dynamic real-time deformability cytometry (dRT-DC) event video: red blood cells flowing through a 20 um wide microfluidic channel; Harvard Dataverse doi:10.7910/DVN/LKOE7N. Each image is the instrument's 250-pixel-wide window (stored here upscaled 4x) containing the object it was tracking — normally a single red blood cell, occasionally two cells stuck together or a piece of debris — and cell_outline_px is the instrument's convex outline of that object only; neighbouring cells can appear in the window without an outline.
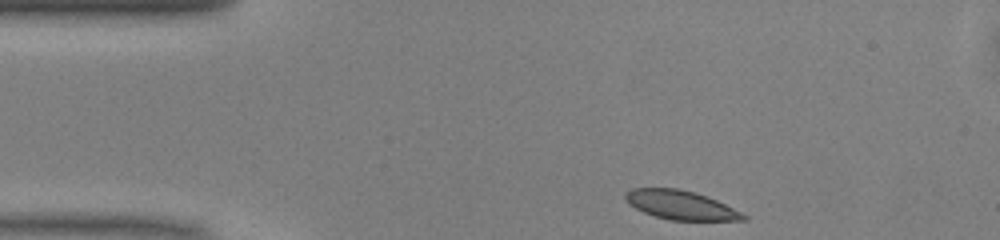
{"species": "common noctule bat (a hibernating species)", "species_latin": "Nyctalus noctula", "temperature_condition": "warm", "stored_images_in_passage": 43, "camera_frame_rate_fps": 3000, "um_per_image_px": 0.085, "animal": {"sex": "male", "body_mass_g": 13.0, "forearm_length_mm": 53.1}, "frame": {"image": 1, "passage_image": 1, "time_ms": 0.0, "image_size_px": [1000, 240], "cell_outline_px": [[748, 220], [672, 220], [656, 216], [644, 212], [628, 204], [624, 200], [624, 192], [632, 188], [676, 188], [696, 192], [708, 196], [748, 216]], "centroid_in_image_um": [57.82, 17.41], "position_along_channel_um": 27.2, "area_um2": 19.88}}
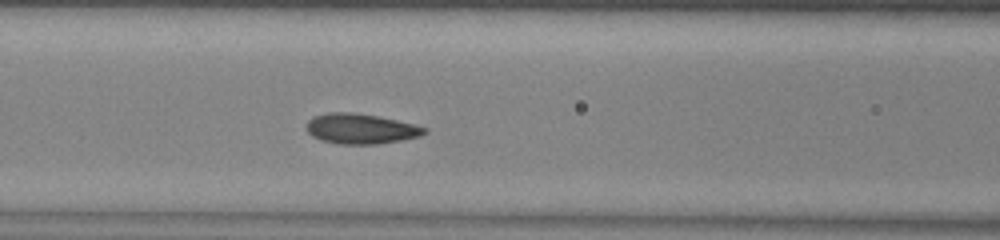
{"frame": {"image": 2, "passage_image": 13, "time_ms": 4.0, "image_size_px": [1000, 240], "cell_outline_px": [[428, 132], [420, 136], [400, 140], [376, 144], [340, 144], [320, 140], [312, 136], [308, 132], [308, 120], [312, 116], [328, 112], [352, 112], [376, 116], [416, 124], [428, 128]], "centroid_in_image_um": [30.67, 10.94], "position_along_channel_um": 135.9, "area_um2": 20.75}}
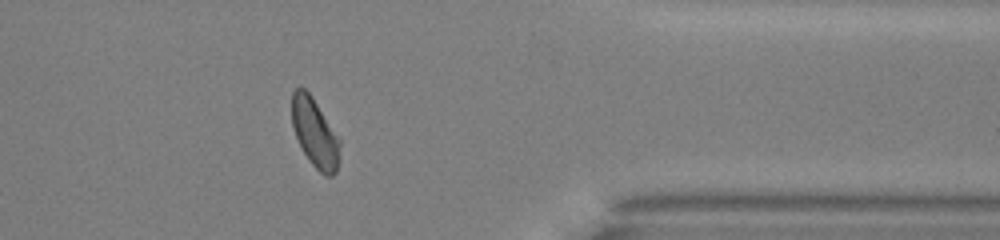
{"frame": {"image": 3, "passage_image": 33, "time_ms": 10.667, "image_size_px": [1000, 240], "cell_outline_px": [[340, 160], [336, 172], [332, 176], [328, 176], [320, 172], [308, 160], [296, 136], [292, 124], [292, 92], [296, 88], [304, 88], [312, 96], [340, 140]], "centroid_in_image_um": [26.78, 11.32], "position_along_channel_um": 384.6, "area_um2": 19.07}, "authors_computed_cell_mechanics": {"area_um2": 20.1722, "velocity_mm_per_s": 4.0494, "shape_relaxation_time_tau1_ms": 2.4576, "shape_relaxation_time_tau2_ms": null, "deformation_change_tau1": 0.0894, "deformation_change_tau2": null}}